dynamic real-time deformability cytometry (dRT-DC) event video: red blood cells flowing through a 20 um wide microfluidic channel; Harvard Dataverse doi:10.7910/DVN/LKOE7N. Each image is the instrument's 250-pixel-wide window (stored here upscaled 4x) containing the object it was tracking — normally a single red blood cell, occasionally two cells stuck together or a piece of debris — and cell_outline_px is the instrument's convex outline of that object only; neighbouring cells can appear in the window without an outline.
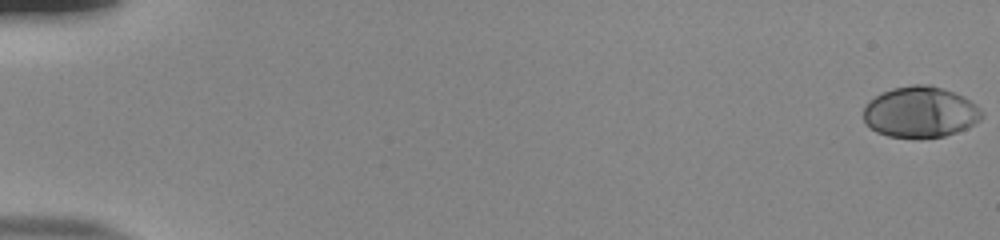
{"species": "human", "species_latin": "Homo sapiens", "temperature_condition": "room temperature", "stored_images_in_passage": 55, "camera_frame_rate_fps": 3000, "um_per_image_px": 0.085, "donor": {"sex": "male"}, "frame": {"image": 1, "passage_image": 1, "time_ms": 0.0, "image_size_px": [1000, 240], "cell_outline_px": [[984, 116], [980, 120], [968, 128], [944, 136], [888, 136], [876, 132], [864, 124], [864, 108], [868, 100], [892, 88], [912, 84], [932, 84], [964, 96], [976, 104], [984, 112]], "centroid_in_image_um": [78.24, 9.5], "position_along_channel_um": 6.8, "area_um2": 35.2}}
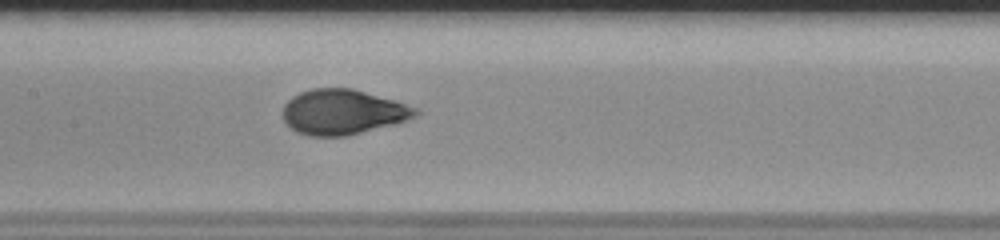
{"frame": {"image": 2, "passage_image": 29, "time_ms": 9.333, "image_size_px": [1000, 240], "cell_outline_px": [[420, 112], [416, 116], [396, 124], [348, 136], [308, 136], [296, 132], [284, 124], [284, 104], [292, 96], [300, 92], [312, 88], [352, 88], [396, 100], [416, 108]], "centroid_in_image_um": [29.13, 9.53], "position_along_channel_um": 178.3, "area_um2": 35.2}}
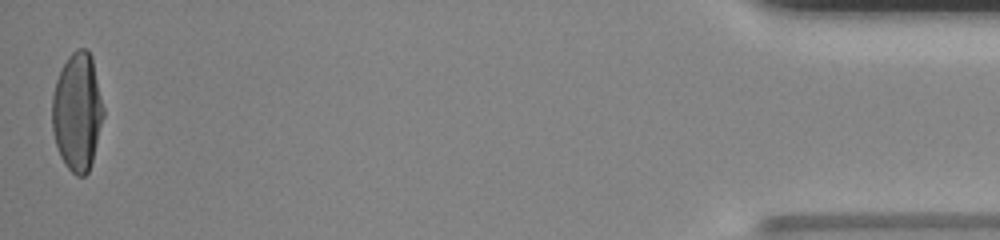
{"frame": {"image": 3, "passage_image": 55, "time_ms": 18.0, "image_size_px": [1000, 240], "cell_outline_px": [[104, 116], [92, 160], [88, 172], [84, 176], [76, 176], [64, 164], [60, 156], [56, 144], [52, 128], [52, 96], [56, 80], [68, 56], [76, 48], [84, 48], [92, 56], [104, 108]], "centroid_in_image_um": [6.57, 9.5], "position_along_channel_um": 428.6, "area_um2": 35.26}, "authors_computed_cell_mechanics": {"area_um2": 34.391, "velocity_mm_per_s": 3.8358, "shape_relaxation_time_tau1_ms": 3.6682, "shape_relaxation_time_tau2_ms": null, "deformation_change_tau1": 0.2115, "deformation_change_tau2": null}}